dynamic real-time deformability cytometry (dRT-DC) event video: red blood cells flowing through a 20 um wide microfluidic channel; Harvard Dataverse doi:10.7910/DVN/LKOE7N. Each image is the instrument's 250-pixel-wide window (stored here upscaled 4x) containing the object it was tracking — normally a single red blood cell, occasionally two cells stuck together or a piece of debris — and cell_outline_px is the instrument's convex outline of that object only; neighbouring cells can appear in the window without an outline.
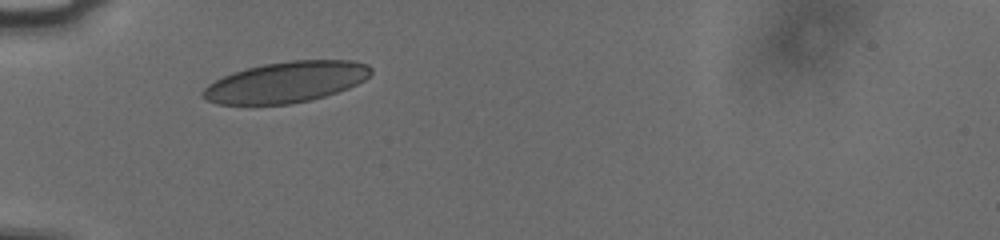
{"species": "human", "species_latin": "Homo sapiens", "temperature_condition": "cold", "stored_images_in_passage": 32, "camera_frame_rate_fps": 3000, "um_per_image_px": 0.085, "donor": {"sex": "male"}, "frame": {"image": 1, "passage_image": 1, "time_ms": 0.0, "image_size_px": [1000, 240], "cell_outline_px": [[372, 72], [364, 80], [348, 88], [312, 100], [292, 104], [216, 104], [200, 96], [200, 92], [208, 84], [232, 72], [264, 64], [292, 60], [352, 60], [368, 64], [372, 68]], "centroid_in_image_um": [24.32, 6.98], "position_along_channel_um": 60.7, "area_um2": 40.0}}
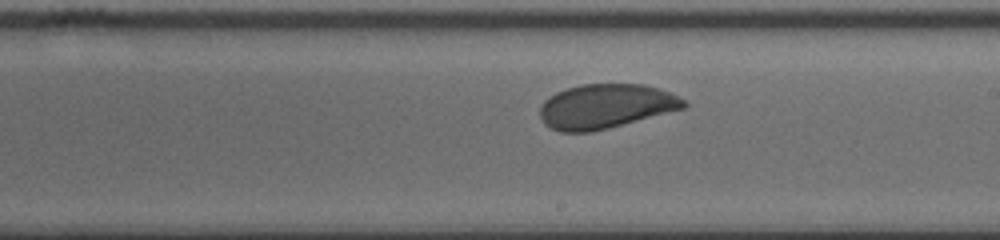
{"frame": {"image": 2, "passage_image": 16, "time_ms": 5.0, "image_size_px": [1000, 240], "cell_outline_px": [[688, 104], [684, 108], [608, 128], [592, 132], [560, 132], [544, 124], [540, 116], [540, 108], [544, 100], [556, 92], [580, 84], [644, 84], [660, 88], [688, 100]], "centroid_in_image_um": [51.49, 9.03], "position_along_channel_um": 237.5, "area_um2": 37.28}}
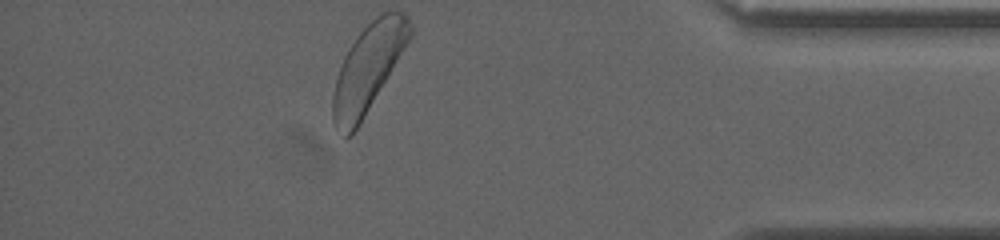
{"frame": {"image": 3, "passage_image": 32, "time_ms": 10.333, "image_size_px": [1000, 240], "cell_outline_px": [[412, 36], [352, 136], [344, 136], [336, 128], [332, 120], [332, 96], [336, 80], [344, 56], [348, 48], [356, 36], [380, 12], [404, 12], [408, 16], [412, 24]], "centroid_in_image_um": [31.28, 5.78], "position_along_channel_um": 403.9, "area_um2": 38.73}, "authors_computed_cell_mechanics": {"area_um2": 37.8879, "velocity_mm_per_s": 3.7263, "shape_relaxation_time_tau1_ms": 2.9481, "shape_relaxation_time_tau2_ms": null, "deformation_change_tau1": 0.0758, "deformation_change_tau2": null}}